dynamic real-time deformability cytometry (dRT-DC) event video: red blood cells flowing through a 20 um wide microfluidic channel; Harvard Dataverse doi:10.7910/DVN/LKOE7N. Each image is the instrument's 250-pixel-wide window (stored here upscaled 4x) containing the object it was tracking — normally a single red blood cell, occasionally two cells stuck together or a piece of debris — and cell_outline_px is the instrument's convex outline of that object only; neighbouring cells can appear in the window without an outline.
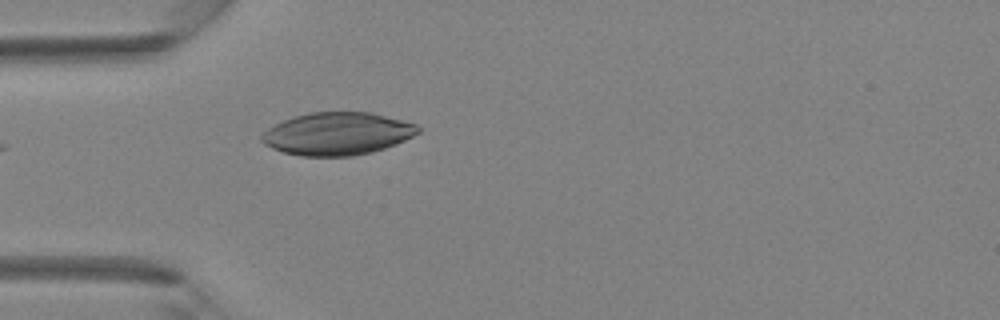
{"species": "Egyptian fruit bat (a non-hibernating species)", "species_latin": "Rousettus aegyptiacus", "temperature_condition": "room temperature", "stored_images_in_passage": 6, "camera_frame_rate_fps": 3000, "um_per_image_px": 0.085, "animal": {"sex": "female"}, "frame": {"image": 1, "passage_image": 6, "time_ms": 5.667, "image_size_px": [1000, 320], "cell_outline_px": [[420, 132], [396, 144], [372, 152], [352, 156], [300, 156], [284, 152], [272, 148], [264, 144], [260, 140], [260, 136], [268, 128], [292, 116], [308, 112], [372, 112], [416, 124], [420, 128]], "centroid_in_image_um": [28.65, 11.36], "position_along_channel_um": 56.3, "area_um2": 38.9}}